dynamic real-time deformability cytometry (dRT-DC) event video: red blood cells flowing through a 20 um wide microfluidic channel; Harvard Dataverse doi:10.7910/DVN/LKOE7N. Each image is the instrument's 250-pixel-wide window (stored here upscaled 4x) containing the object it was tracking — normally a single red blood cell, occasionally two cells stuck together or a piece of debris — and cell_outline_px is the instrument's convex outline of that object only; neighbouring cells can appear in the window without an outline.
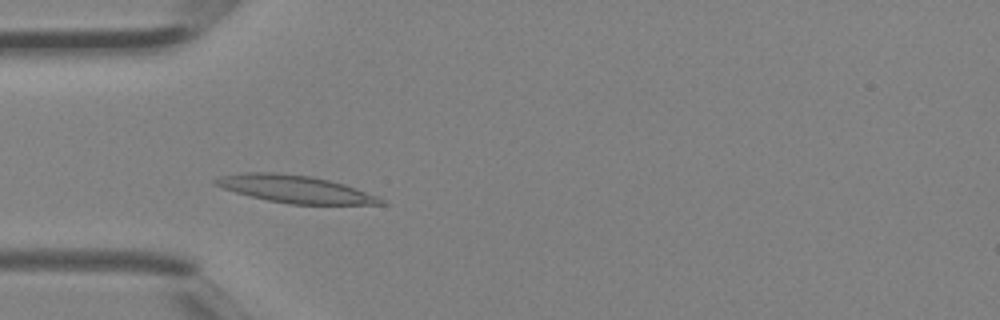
{"species": "Egyptian fruit bat (a non-hibernating species)", "species_latin": "Rousettus aegyptiacus", "temperature_condition": "room temperature", "stored_images_in_passage": 3, "camera_frame_rate_fps": 3000, "um_per_image_px": 0.085, "animal": {"sex": "female"}, "frame": {"image": 1, "passage_image": 3, "time_ms": 0.667, "image_size_px": [1000, 320], "cell_outline_px": [[388, 204], [292, 204], [268, 200], [236, 192], [212, 184], [212, 180], [220, 176], [244, 172], [276, 172], [312, 176], [344, 184], [376, 196], [384, 200]], "centroid_in_image_um": [25.05, 16.06], "position_along_channel_um": 60.0, "area_um2": 26.13}}